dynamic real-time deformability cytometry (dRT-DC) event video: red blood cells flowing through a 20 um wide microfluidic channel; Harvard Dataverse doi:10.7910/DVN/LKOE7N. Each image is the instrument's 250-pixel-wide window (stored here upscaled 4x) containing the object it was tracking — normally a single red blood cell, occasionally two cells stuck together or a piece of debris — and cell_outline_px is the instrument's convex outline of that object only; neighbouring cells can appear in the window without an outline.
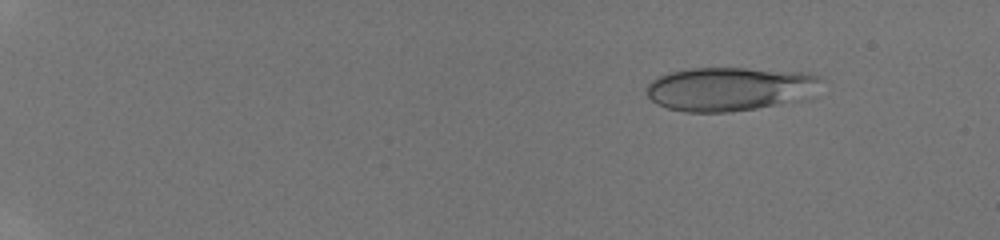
{"species": "human", "species_latin": "Homo sapiens", "temperature_condition": "room temperature", "stored_images_in_passage": 46, "camera_frame_rate_fps": 3000, "um_per_image_px": 0.085, "donor": {"sex": "male"}, "frame": {"image": 1, "passage_image": 7, "time_ms": 2.0, "image_size_px": [1000, 240], "cell_outline_px": [[828, 80], [816, 96], [808, 100], [756, 108], [728, 112], [684, 112], [668, 108], [656, 104], [648, 96], [644, 88], [656, 76], [668, 72], [684, 68], [748, 68], [808, 72], [824, 76]], "centroid_in_image_um": [62.19, 7.54], "position_along_channel_um": 22.8, "area_um2": 46.36}}
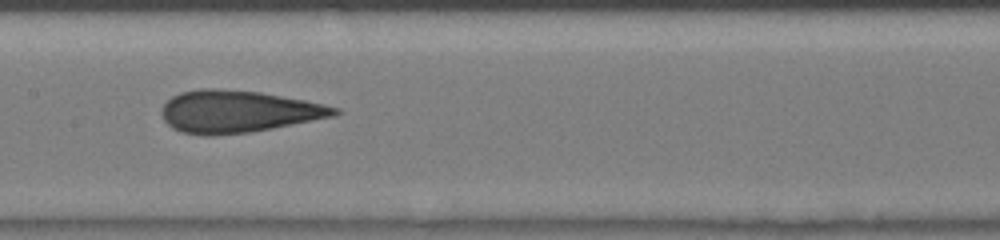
{"frame": {"image": 2, "passage_image": 27, "time_ms": 8.667, "image_size_px": [1000, 240], "cell_outline_px": [[344, 112], [336, 116], [252, 132], [212, 136], [204, 136], [180, 132], [172, 128], [164, 120], [160, 112], [160, 108], [172, 96], [180, 92], [200, 88], [212, 88], [260, 92], [304, 100], [324, 104], [340, 108]], "centroid_in_image_um": [20.23, 9.49], "position_along_channel_um": 187.2, "area_um2": 42.89}}
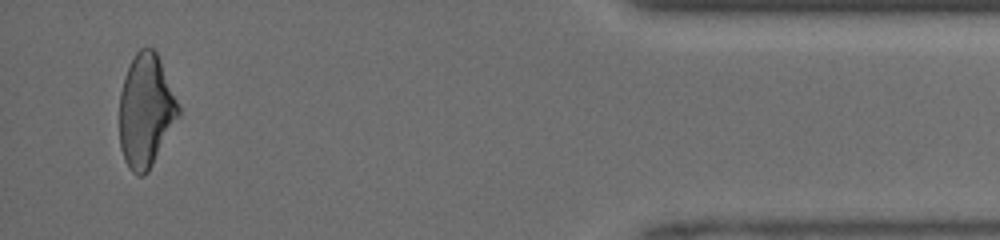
{"frame": {"image": 3, "passage_image": 45, "time_ms": 14.667, "image_size_px": [1000, 240], "cell_outline_px": [[180, 116], [148, 172], [144, 176], [136, 176], [128, 168], [124, 160], [120, 148], [120, 92], [124, 76], [136, 52], [140, 48], [152, 48], [156, 52], [160, 60], [180, 108]], "centroid_in_image_um": [12.39, 9.46], "position_along_channel_um": 422.8, "area_um2": 38.84}}